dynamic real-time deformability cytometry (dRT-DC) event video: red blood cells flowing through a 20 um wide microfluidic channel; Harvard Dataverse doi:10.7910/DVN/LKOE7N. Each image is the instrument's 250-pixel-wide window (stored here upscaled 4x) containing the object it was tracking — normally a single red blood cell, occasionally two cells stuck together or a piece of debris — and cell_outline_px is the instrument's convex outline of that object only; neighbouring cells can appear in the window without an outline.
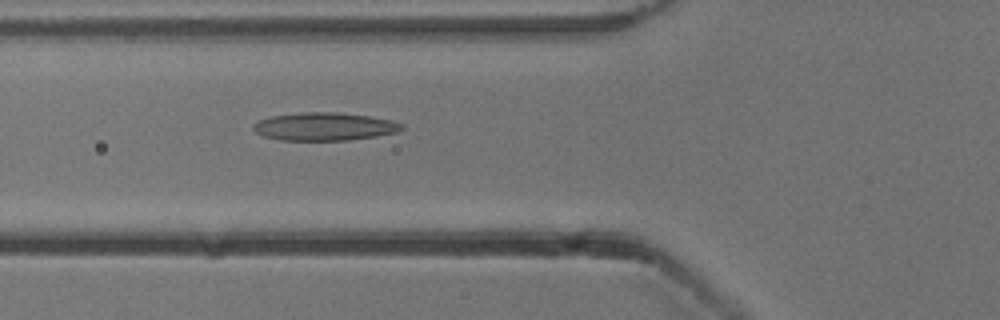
{"species": "common noctule bat (a hibernating species)", "species_latin": "Nyctalus noctula", "temperature_condition": "cold", "stored_images_in_passage": 37, "camera_frame_rate_fps": 3000, "um_per_image_px": 0.085, "animal": {"sex": "male", "body_mass_g": 13.3}, "frame": {"image": 1, "passage_image": 4, "time_ms": 1.0, "image_size_px": [1000, 320], "cell_outline_px": [[404, 128], [396, 132], [376, 136], [348, 140], [280, 140], [264, 136], [256, 132], [252, 128], [252, 124], [260, 120], [272, 116], [300, 112], [336, 112], [372, 116], [404, 124]], "centroid_in_image_um": [27.57, 10.75], "position_along_channel_um": 98.2, "area_um2": 24.16}}
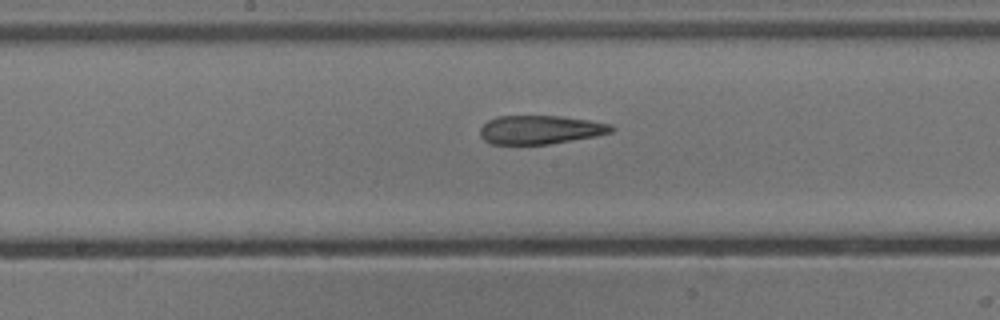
{"frame": {"image": 2, "passage_image": 12, "time_ms": 3.667, "image_size_px": [1000, 320], "cell_outline_px": [[616, 128], [612, 132], [596, 136], [548, 144], [492, 144], [484, 140], [480, 136], [480, 128], [488, 120], [496, 116], [560, 116], [588, 120], [612, 124]], "centroid_in_image_um": [45.93, 11.02], "position_along_channel_um": 202.3, "area_um2": 21.96}}
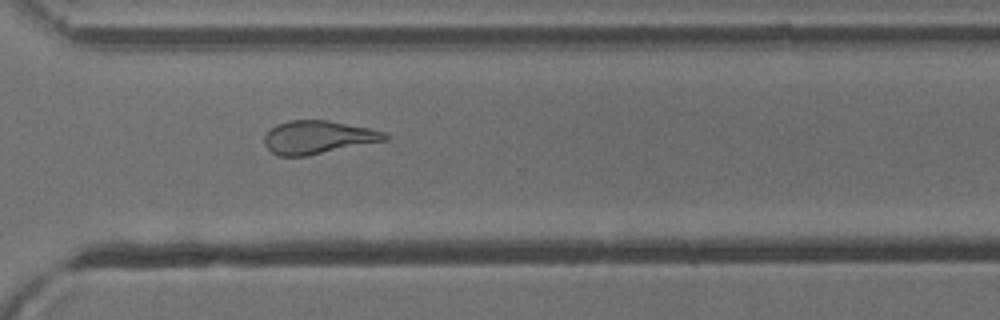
{"frame": {"image": 3, "passage_image": 23, "time_ms": 7.333, "image_size_px": [1000, 320], "cell_outline_px": [[388, 140], [304, 156], [276, 156], [264, 144], [264, 136], [276, 124], [288, 120], [328, 120], [368, 128], [384, 132], [388, 136]], "centroid_in_image_um": [27.0, 11.66], "position_along_channel_um": 343.6, "area_um2": 23.12}, "authors_computed_cell_mechanics": {"area_um2": 23.409, "velocity_mm_per_s": 3.8644, "shape_relaxation_time_tau1_ms": null, "shape_relaxation_time_tau2_ms": 2.7099, "deformation_change_tau1": null, "deformation_change_tau2": 0.1247}}